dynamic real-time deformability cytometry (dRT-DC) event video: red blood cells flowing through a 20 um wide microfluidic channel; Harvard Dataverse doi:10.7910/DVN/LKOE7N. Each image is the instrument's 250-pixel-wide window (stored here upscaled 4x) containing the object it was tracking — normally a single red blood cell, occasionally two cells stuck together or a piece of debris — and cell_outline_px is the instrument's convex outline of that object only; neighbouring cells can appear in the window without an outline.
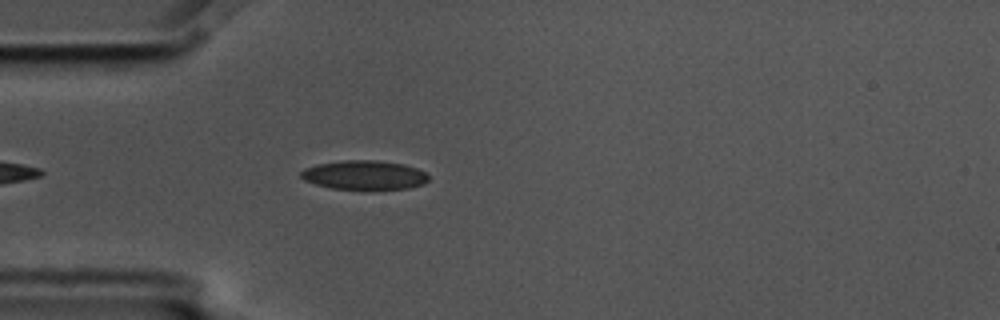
{"species": "common noctule bat (a hibernating species)", "species_latin": "Nyctalus noctula", "temperature_condition": "cold", "stored_images_in_passage": 3, "camera_frame_rate_fps": 3000, "um_per_image_px": 0.085, "animal": {"sex": "male", "body_mass_g": 17.5, "forearm_length_mm": 52.3}, "frame": {"image": 1, "passage_image": 3, "time_ms": 0.667, "image_size_px": [1000, 320], "cell_outline_px": [[428, 180], [424, 184], [408, 188], [372, 192], [364, 192], [332, 188], [316, 184], [304, 180], [300, 176], [300, 172], [304, 168], [316, 164], [344, 160], [376, 160], [404, 164], [416, 168], [424, 172], [428, 176]], "centroid_in_image_um": [30.97, 14.92], "position_along_channel_um": 54.0, "area_um2": 22.54}}